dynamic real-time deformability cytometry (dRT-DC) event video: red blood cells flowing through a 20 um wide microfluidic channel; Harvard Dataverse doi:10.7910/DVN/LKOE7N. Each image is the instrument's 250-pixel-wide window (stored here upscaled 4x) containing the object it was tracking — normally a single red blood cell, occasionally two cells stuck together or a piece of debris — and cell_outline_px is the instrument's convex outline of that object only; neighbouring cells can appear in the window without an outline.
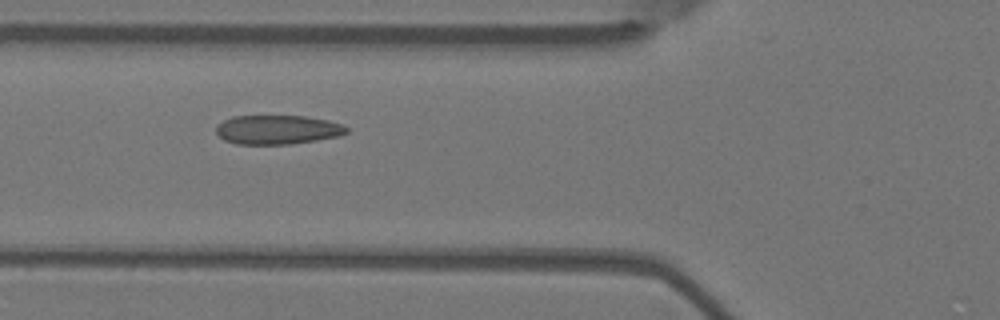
{"species": "Egyptian fruit bat (a non-hibernating species)", "species_latin": "Rousettus aegyptiacus", "temperature_condition": "warm", "stored_images_in_passage": 4, "camera_frame_rate_fps": 3000, "um_per_image_px": 0.085, "animal": {"sex": "female"}, "frame": {"image": 1, "passage_image": 2, "time_ms": 0.333, "image_size_px": [1000, 320], "cell_outline_px": [[348, 132], [340, 136], [316, 140], [288, 144], [236, 144], [224, 140], [216, 132], [216, 124], [232, 116], [304, 116], [328, 120], [344, 124], [348, 128]], "centroid_in_image_um": [23.59, 11.02], "position_along_channel_um": 102.2, "area_um2": 22.25}}
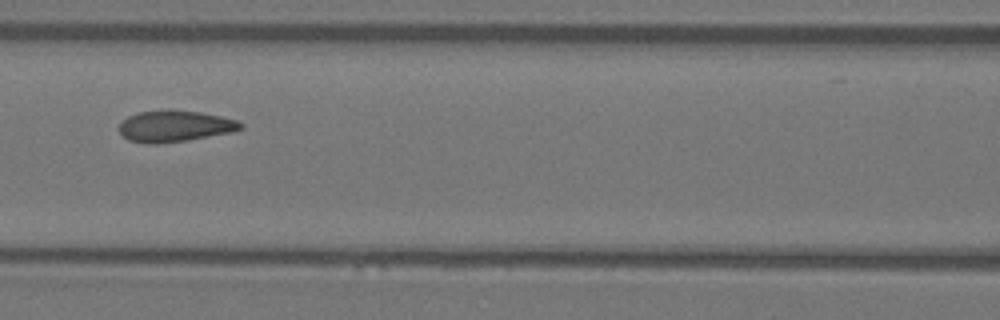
{"frame": {"image": 2, "passage_image": 3, "time_ms": 0.667, "image_size_px": [1000, 320], "cell_outline_px": [[244, 128], [228, 132], [188, 140], [156, 144], [148, 144], [128, 140], [120, 132], [120, 124], [128, 116], [136, 112], [168, 108], [200, 112], [220, 116], [236, 120], [244, 124]], "centroid_in_image_um": [14.83, 10.7], "position_along_channel_um": 151.8, "area_um2": 22.31}}
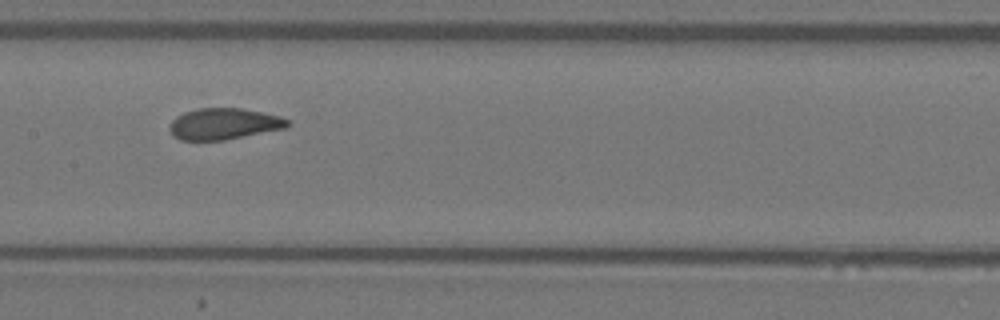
{"frame": {"image": 3, "passage_image": 4, "time_ms": 1.0, "image_size_px": [1000, 320], "cell_outline_px": [[292, 124], [288, 128], [224, 140], [180, 140], [168, 128], [172, 120], [176, 116], [184, 112], [196, 108], [240, 108], [280, 116], [288, 120]], "centroid_in_image_um": [19.06, 10.52], "position_along_channel_um": 188.3, "area_um2": 21.56}}